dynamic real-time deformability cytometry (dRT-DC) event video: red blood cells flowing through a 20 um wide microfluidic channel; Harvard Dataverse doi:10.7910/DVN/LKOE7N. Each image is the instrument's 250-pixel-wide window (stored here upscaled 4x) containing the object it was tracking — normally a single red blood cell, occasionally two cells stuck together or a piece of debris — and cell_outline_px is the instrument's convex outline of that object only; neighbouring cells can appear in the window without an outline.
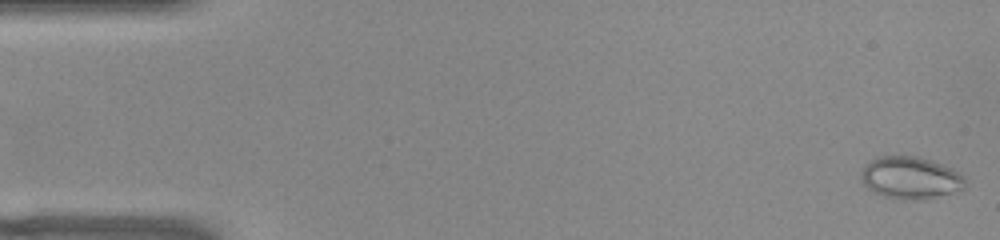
{"species": "common noctule bat (a hibernating species)", "species_latin": "Nyctalus noctula", "temperature_condition": "warm", "stored_images_in_passage": 52, "camera_frame_rate_fps": 3000, "um_per_image_px": 0.085, "animal": {"sex": "female", "body_mass_g": 22.0, "forearm_length_mm": 56.7}, "frame": {"image": 1, "passage_image": 1, "time_ms": 0.0, "image_size_px": [1000, 240], "cell_outline_px": [[968, 184], [964, 188], [928, 200], [896, 200], [884, 196], [868, 188], [860, 180], [860, 172], [872, 160], [880, 156], [920, 156], [932, 160], [952, 168], [964, 176]], "centroid_in_image_um": [77.43, 15.13], "position_along_channel_um": 7.6, "area_um2": 25.95}}
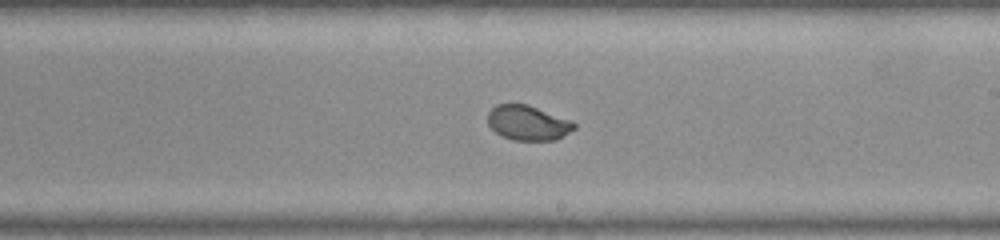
{"frame": {"image": 2, "passage_image": 30, "time_ms": 9.667, "image_size_px": [1000, 240], "cell_outline_px": [[576, 128], [564, 136], [556, 140], [512, 140], [500, 136], [488, 124], [488, 112], [496, 104], [528, 104], [572, 120], [576, 124]], "centroid_in_image_um": [44.89, 10.44], "position_along_channel_um": 244.1, "area_um2": 17.74}}
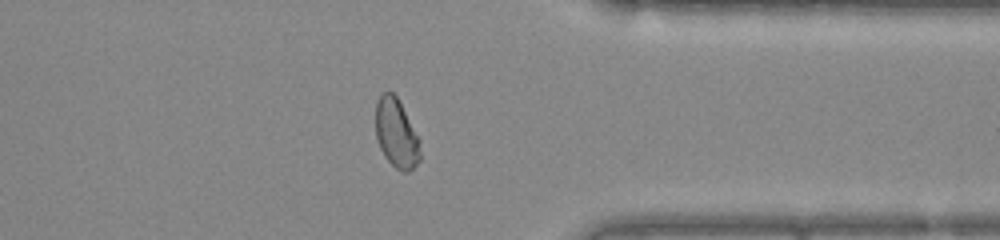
{"frame": {"image": 3, "passage_image": 41, "time_ms": 13.333, "image_size_px": [1000, 240], "cell_outline_px": [[420, 160], [408, 172], [404, 172], [396, 168], [388, 160], [380, 148], [376, 136], [376, 100], [384, 92], [392, 92], [396, 96], [420, 140]], "centroid_in_image_um": [33.69, 11.34], "position_along_channel_um": 377.7, "area_um2": 17.63}, "authors_computed_cell_mechanics": {"area_um2": 19.3919, "velocity_mm_per_s": 3.8696, "shape_relaxation_time_tau1_ms": 9.5529, "shape_relaxation_time_tau2_ms": null, "deformation_change_tau1": 0.2226, "deformation_change_tau2": null}}